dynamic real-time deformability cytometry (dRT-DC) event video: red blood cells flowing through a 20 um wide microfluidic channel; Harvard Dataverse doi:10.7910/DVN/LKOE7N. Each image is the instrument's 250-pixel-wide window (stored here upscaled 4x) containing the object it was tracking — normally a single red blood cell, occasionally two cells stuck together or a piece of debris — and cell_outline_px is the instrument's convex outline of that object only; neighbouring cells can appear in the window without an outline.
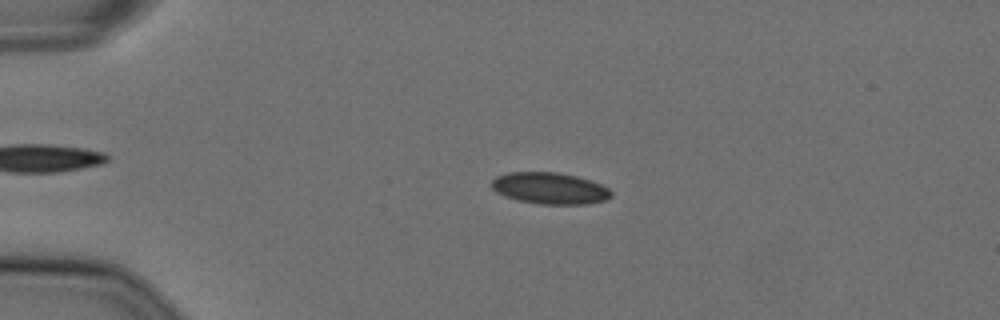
{"species": "Egyptian fruit bat (a non-hibernating species)", "species_latin": "Rousettus aegyptiacus", "temperature_condition": "cold", "stored_images_in_passage": 55, "camera_frame_rate_fps": 3000, "um_per_image_px": 0.085, "animal": {"sex": "female"}, "frame": {"image": 1, "passage_image": 12, "time_ms": 3.667, "image_size_px": [1000, 320], "cell_outline_px": [[612, 196], [608, 200], [588, 204], [540, 204], [516, 200], [504, 196], [496, 192], [492, 188], [492, 180], [496, 176], [508, 172], [556, 172], [576, 176], [600, 184], [608, 188], [612, 192]], "centroid_in_image_um": [46.73, 16.01], "position_along_channel_um": 38.3, "area_um2": 22.08}}
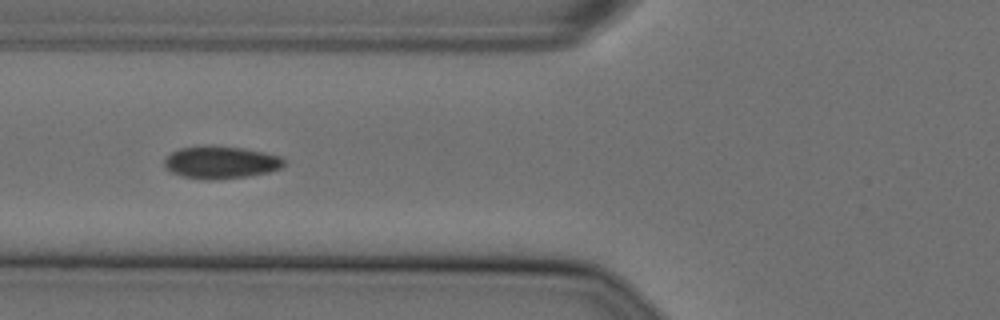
{"frame": {"image": 2, "passage_image": 21, "time_ms": 6.667, "image_size_px": [1000, 320], "cell_outline_px": [[284, 164], [280, 168], [268, 172], [244, 176], [216, 180], [204, 180], [184, 176], [172, 172], [164, 164], [164, 160], [172, 152], [180, 148], [204, 144], [212, 144], [244, 148], [264, 152], [280, 156], [284, 160]], "centroid_in_image_um": [18.76, 13.77], "position_along_channel_um": 107.0, "area_um2": 22.72}}
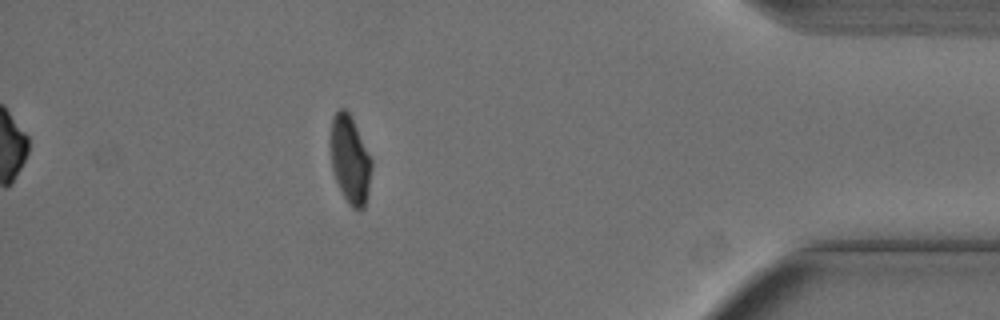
{"frame": {"image": 3, "passage_image": 49, "time_ms": 16.0, "image_size_px": [1000, 320], "cell_outline_px": [[372, 168], [368, 196], [364, 208], [352, 208], [344, 196], [336, 180], [332, 168], [332, 116], [340, 108], [344, 108], [352, 116], [372, 156]], "centroid_in_image_um": [29.81, 13.55], "position_along_channel_um": 405.4, "area_um2": 20.98}}